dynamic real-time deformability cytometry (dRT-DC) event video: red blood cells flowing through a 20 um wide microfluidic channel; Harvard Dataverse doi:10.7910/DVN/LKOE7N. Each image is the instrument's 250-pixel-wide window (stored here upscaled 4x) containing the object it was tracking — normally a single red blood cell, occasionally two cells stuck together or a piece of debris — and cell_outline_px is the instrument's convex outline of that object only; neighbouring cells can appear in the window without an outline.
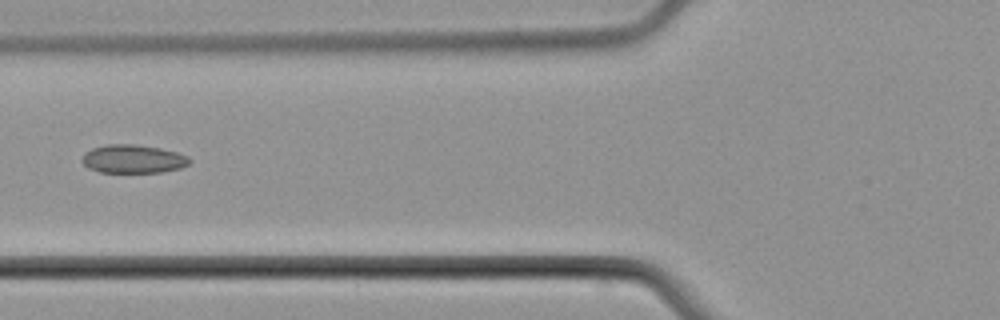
{"species": "common noctule bat (a hibernating species)", "species_latin": "Nyctalus noctula", "temperature_condition": "cold", "stored_images_in_passage": 6, "camera_frame_rate_fps": 3000, "um_per_image_px": 0.085, "animal": {"sex": "male", "body_mass_g": 21.5, "forearm_length_mm": 52.0}, "frame": {"image": 1, "passage_image": 6, "time_ms": 7.0, "image_size_px": [1000, 320], "cell_outline_px": [[192, 160], [188, 164], [180, 168], [160, 172], [100, 172], [88, 168], [80, 160], [84, 152], [92, 148], [108, 144], [136, 144], [160, 148], [176, 152], [188, 156]], "centroid_in_image_um": [11.29, 13.5], "position_along_channel_um": 114.5, "area_um2": 17.86}}